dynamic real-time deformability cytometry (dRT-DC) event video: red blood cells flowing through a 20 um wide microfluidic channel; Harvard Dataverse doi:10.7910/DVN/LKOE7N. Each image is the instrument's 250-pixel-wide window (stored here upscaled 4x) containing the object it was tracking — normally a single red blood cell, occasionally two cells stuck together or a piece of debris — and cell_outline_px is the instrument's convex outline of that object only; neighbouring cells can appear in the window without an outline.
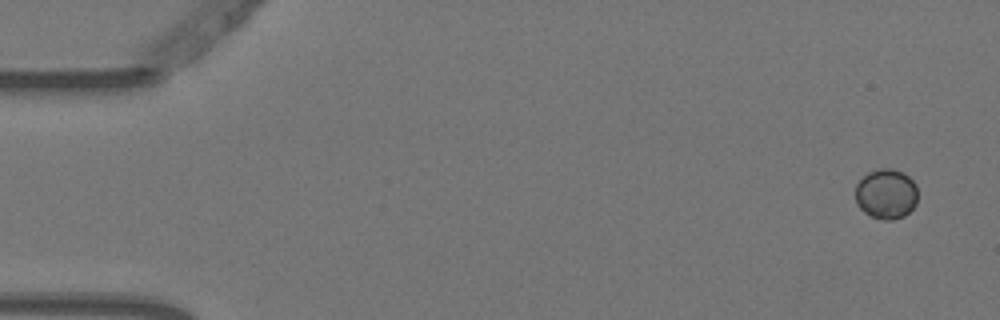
{"species": "Egyptian fruit bat (a non-hibernating species)", "species_latin": "Rousettus aegyptiacus", "temperature_condition": "warm", "stored_images_in_passage": 5, "camera_frame_rate_fps": 3000, "um_per_image_px": 0.085, "animal": {"sex": "female"}, "frame": {"image": 1, "passage_image": 1, "time_ms": 0.0, "image_size_px": [1000, 320], "cell_outline_px": [[916, 204], [904, 216], [892, 220], [884, 220], [872, 216], [864, 212], [856, 204], [856, 184], [868, 172], [880, 168], [892, 168], [904, 172], [916, 184]], "centroid_in_image_um": [75.32, 16.47], "position_along_channel_um": 9.7, "area_um2": 18.21}}
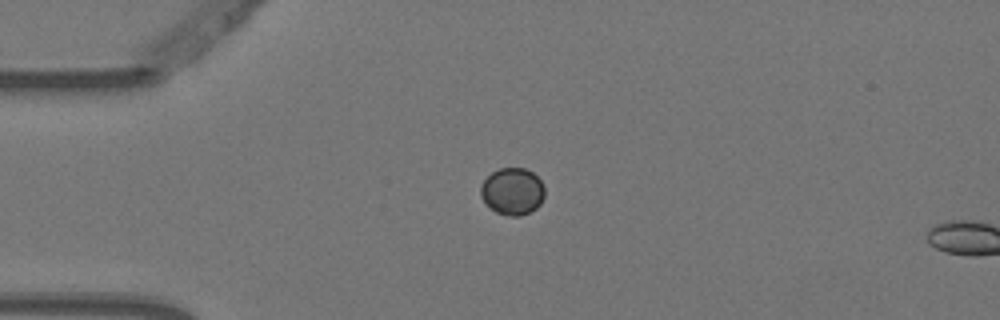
{"frame": {"image": 2, "passage_image": 4, "time_ms": 1.0, "image_size_px": [1000, 320], "cell_outline_px": [[544, 196], [540, 204], [536, 208], [520, 216], [508, 216], [496, 212], [480, 196], [480, 184], [492, 172], [500, 168], [524, 168], [532, 172], [544, 184]], "centroid_in_image_um": [43.56, 16.26], "position_along_channel_um": 41.4, "area_um2": 17.46}}